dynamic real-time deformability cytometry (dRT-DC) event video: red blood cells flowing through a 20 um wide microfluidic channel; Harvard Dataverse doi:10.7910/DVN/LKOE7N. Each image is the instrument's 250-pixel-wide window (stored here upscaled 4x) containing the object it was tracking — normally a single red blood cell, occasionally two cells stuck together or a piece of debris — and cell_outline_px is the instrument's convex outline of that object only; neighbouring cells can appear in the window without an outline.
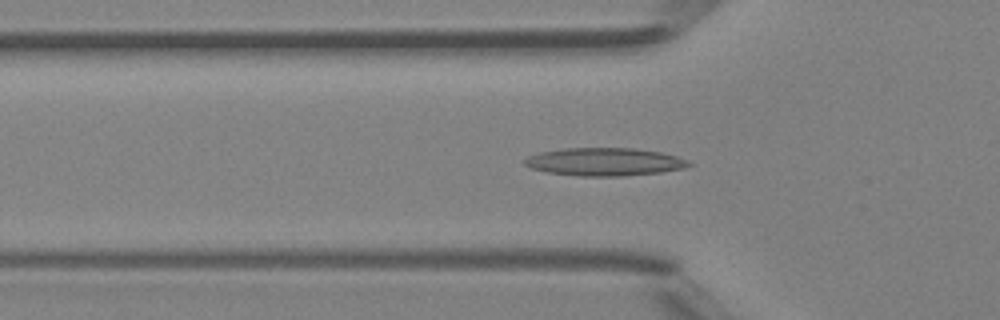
{"species": "Egyptian fruit bat (a non-hibernating species)", "species_latin": "Rousettus aegyptiacus", "temperature_condition": "room temperature", "stored_images_in_passage": 36, "camera_frame_rate_fps": 3000, "um_per_image_px": 0.085, "animal": {"sex": "female"}, "frame": {"image": 1, "passage_image": 4, "time_ms": 1.0, "image_size_px": [1000, 320], "cell_outline_px": [[692, 164], [684, 168], [660, 172], [620, 176], [580, 176], [544, 172], [532, 168], [524, 164], [524, 160], [528, 156], [540, 152], [564, 148], [632, 148], [660, 152], [676, 156], [688, 160]], "centroid_in_image_um": [51.36, 13.75], "position_along_channel_um": 74.4, "area_um2": 26.65}}
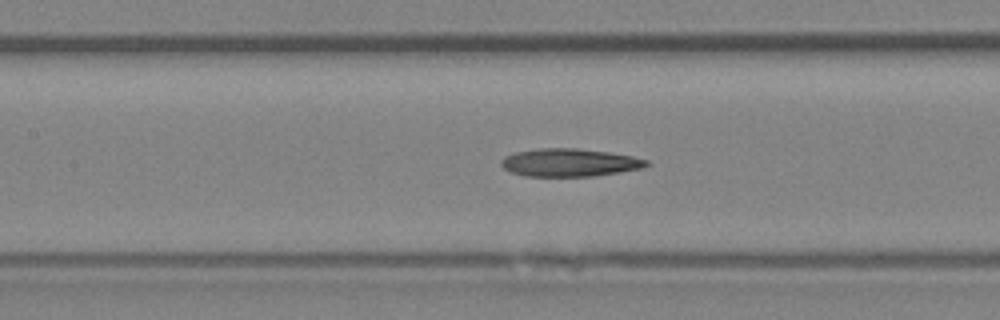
{"frame": {"image": 2, "passage_image": 10, "time_ms": 3.0, "image_size_px": [1000, 320], "cell_outline_px": [[648, 164], [644, 168], [596, 176], [524, 176], [512, 172], [504, 168], [500, 164], [500, 160], [504, 156], [516, 152], [540, 148], [576, 148], [608, 152], [632, 156], [648, 160]], "centroid_in_image_um": [48.41, 13.82], "position_along_channel_um": 159.0, "area_um2": 23.64}}
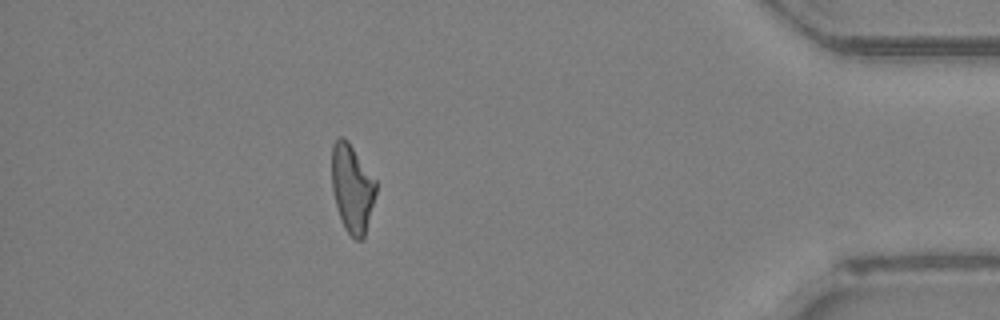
{"frame": {"image": 3, "passage_image": 31, "time_ms": 10.0, "image_size_px": [1000, 320], "cell_outline_px": [[376, 192], [364, 240], [356, 240], [344, 228], [336, 204], [332, 188], [332, 144], [340, 136], [344, 136], [348, 140], [376, 180]], "centroid_in_image_um": [29.94, 15.99], "position_along_channel_um": 405.3, "area_um2": 22.66}, "authors_computed_cell_mechanics": {"area_um2": 23.6402, "velocity_mm_per_s": 4.2246, "shape_relaxation_time_tau1_ms": null, "shape_relaxation_time_tau2_ms": 9.5695, "deformation_change_tau1": null, "deformation_change_tau2": 0.2562}}